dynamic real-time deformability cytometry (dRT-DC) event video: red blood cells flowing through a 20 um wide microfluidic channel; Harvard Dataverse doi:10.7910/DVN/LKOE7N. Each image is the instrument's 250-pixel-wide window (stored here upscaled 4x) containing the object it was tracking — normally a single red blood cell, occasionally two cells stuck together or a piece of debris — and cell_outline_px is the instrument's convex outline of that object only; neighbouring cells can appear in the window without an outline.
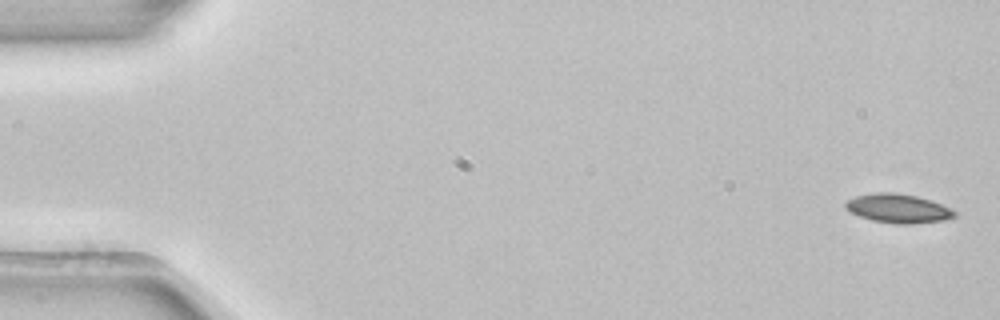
{"species": "common noctule bat (a hibernating species)", "species_latin": "Nyctalus noctula", "temperature_condition": "room temperature", "stored_images_in_passage": 3, "camera_frame_rate_fps": 3000, "um_per_image_px": 0.085, "animal": {"sex": "female", "body_mass_g": 22.7, "forearm_length_mm": 54.2}, "frame": {"image": 1, "passage_image": 1, "time_ms": 0.0, "image_size_px": [1000, 320], "cell_outline_px": [[956, 216], [944, 220], [912, 224], [896, 224], [872, 220], [860, 216], [852, 212], [844, 204], [848, 200], [856, 196], [876, 192], [896, 192], [916, 196], [940, 204], [956, 212]], "centroid_in_image_um": [76.34, 17.72], "position_along_channel_um": 8.7, "area_um2": 18.09}}